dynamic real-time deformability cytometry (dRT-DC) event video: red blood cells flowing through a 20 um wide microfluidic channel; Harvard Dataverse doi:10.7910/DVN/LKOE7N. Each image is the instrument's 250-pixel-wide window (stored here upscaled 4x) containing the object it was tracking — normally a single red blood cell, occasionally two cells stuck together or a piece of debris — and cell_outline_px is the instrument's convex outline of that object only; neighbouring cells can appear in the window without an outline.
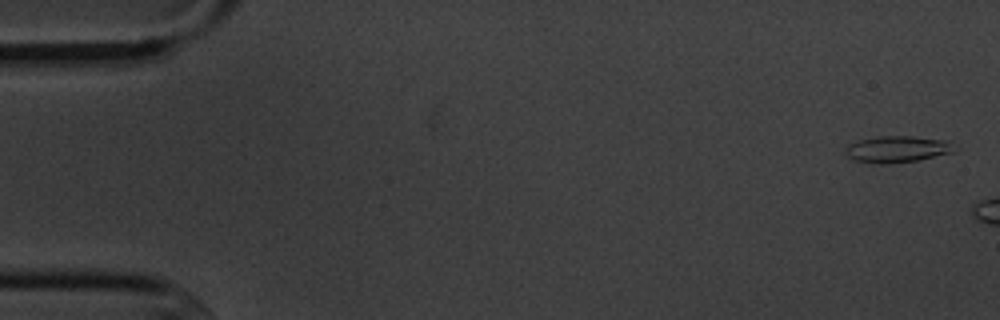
{"species": "common noctule bat (a hibernating species)", "species_latin": "Nyctalus noctula", "temperature_condition": "cold", "stored_images_in_passage": 3, "camera_frame_rate_fps": 3000, "um_per_image_px": 0.085, "animal": {"sex": "male", "body_mass_g": 20.1, "forearm_length_mm": 53.5}, "frame": {"image": 1, "passage_image": 1, "time_ms": 0.0, "image_size_px": [1000, 320], "cell_outline_px": [[960, 148], [956, 152], [916, 160], [888, 164], [880, 164], [852, 160], [844, 152], [848, 144], [860, 140], [876, 136], [912, 136], [952, 140]], "centroid_in_image_um": [76.36, 12.67], "position_along_channel_um": 8.6, "area_um2": 17.34}}